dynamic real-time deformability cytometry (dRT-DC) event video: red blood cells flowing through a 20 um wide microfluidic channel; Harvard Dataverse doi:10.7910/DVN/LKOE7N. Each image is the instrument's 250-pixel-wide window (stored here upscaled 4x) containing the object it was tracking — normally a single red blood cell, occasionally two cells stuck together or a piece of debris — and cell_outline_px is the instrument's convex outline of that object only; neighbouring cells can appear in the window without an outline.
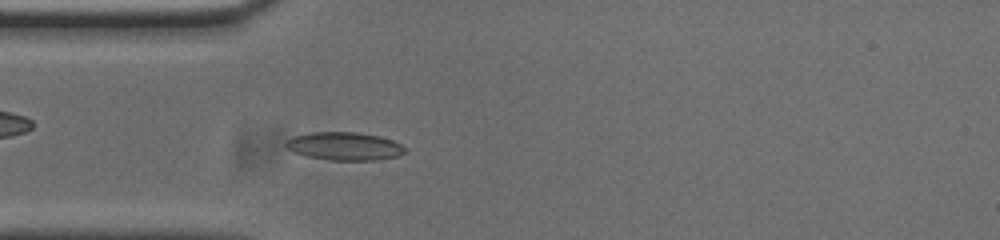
{"species": "common noctule bat (a hibernating species)", "species_latin": "Nyctalus noctula", "temperature_condition": "cold", "stored_images_in_passage": 51, "camera_frame_rate_fps": 3000, "um_per_image_px": 0.085, "animal": {"sex": "male", "body_mass_g": 20.0, "forearm_length_mm": 53.3}, "frame": {"image": 1, "passage_image": 13, "time_ms": 4.0, "image_size_px": [1000, 240], "cell_outline_px": [[404, 152], [396, 156], [376, 160], [328, 160], [308, 156], [292, 152], [284, 144], [284, 140], [292, 136], [312, 132], [356, 132], [380, 136], [392, 140], [400, 144], [404, 148]], "centroid_in_image_um": [29.21, 12.42], "position_along_channel_um": 55.8, "area_um2": 19.48}}
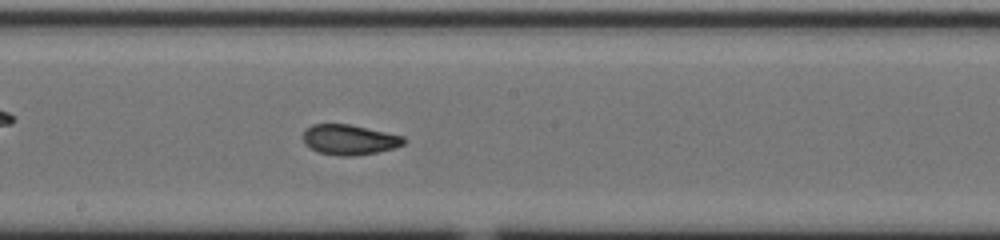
{"frame": {"image": 2, "passage_image": 26, "time_ms": 8.333, "image_size_px": [1000, 240], "cell_outline_px": [[408, 140], [404, 144], [396, 148], [376, 152], [352, 156], [336, 156], [320, 152], [304, 144], [304, 128], [312, 124], [348, 124], [404, 136]], "centroid_in_image_um": [29.72, 11.87], "position_along_channel_um": 218.5, "area_um2": 17.74}}
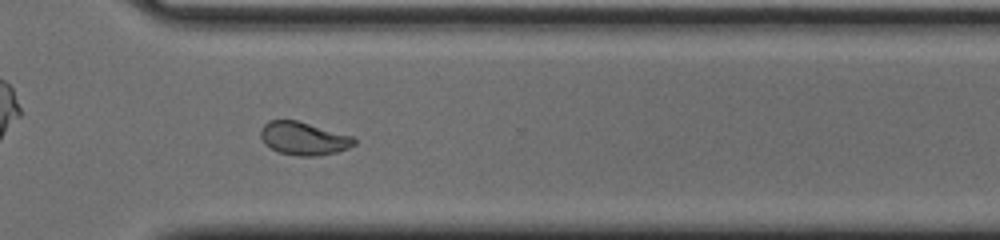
{"frame": {"image": 3, "passage_image": 36, "time_ms": 11.667, "image_size_px": [1000, 240], "cell_outline_px": [[356, 144], [348, 148], [336, 152], [316, 156], [296, 156], [280, 152], [272, 148], [260, 136], [260, 128], [268, 120], [296, 120], [352, 136], [356, 140]], "centroid_in_image_um": [25.81, 11.76], "position_along_channel_um": 344.8, "area_um2": 17.8}, "authors_computed_cell_mechanics": {"area_um2": 18.1492, "velocity_mm_per_s": 3.7872, "shape_relaxation_time_tau1_ms": null, "shape_relaxation_time_tau2_ms": 1.7571, "deformation_change_tau1": null, "deformation_change_tau2": 0.0734}}